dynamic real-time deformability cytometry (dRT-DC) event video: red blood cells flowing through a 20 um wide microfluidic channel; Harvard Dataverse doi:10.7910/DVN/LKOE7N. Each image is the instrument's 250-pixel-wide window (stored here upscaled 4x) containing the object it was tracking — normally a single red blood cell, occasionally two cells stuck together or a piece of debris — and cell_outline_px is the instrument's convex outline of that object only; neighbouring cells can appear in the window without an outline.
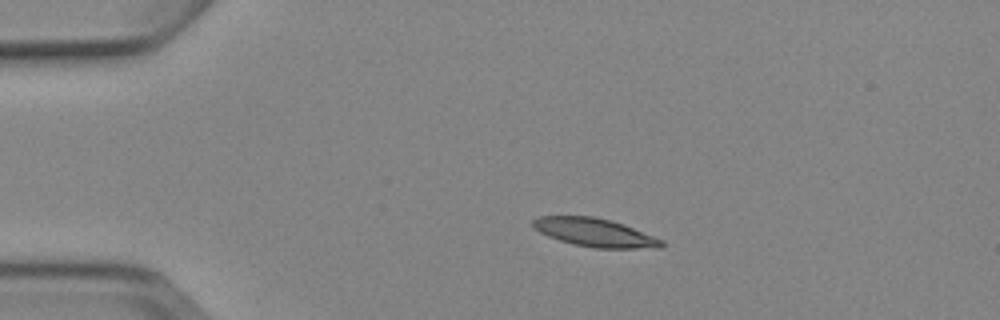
{"species": "Egyptian fruit bat (a non-hibernating species)", "species_latin": "Rousettus aegyptiacus", "temperature_condition": "cold", "stored_images_in_passage": 5, "camera_frame_rate_fps": 3000, "um_per_image_px": 0.085, "animal": {"sex": "female"}, "frame": {"image": 1, "passage_image": 3, "time_ms": 2.333, "image_size_px": [1000, 320], "cell_outline_px": [[664, 244], [660, 248], [596, 248], [576, 244], [560, 240], [548, 236], [532, 228], [532, 220], [540, 216], [592, 216], [624, 224], [664, 240]], "centroid_in_image_um": [50.56, 19.76], "position_along_channel_um": 34.4, "area_um2": 21.1}}
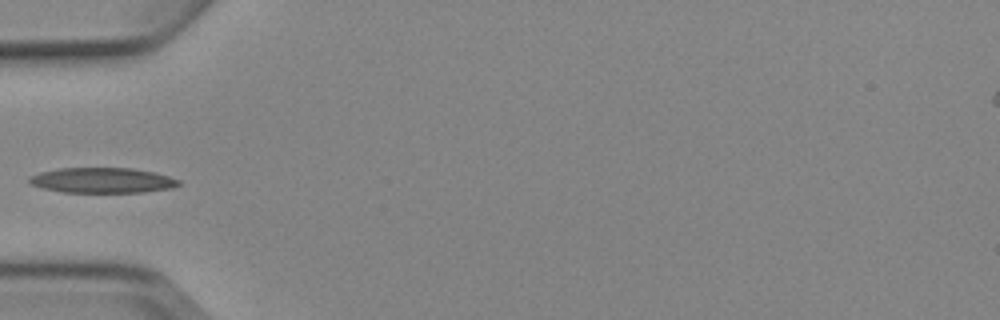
{"frame": {"image": 2, "passage_image": 5, "time_ms": 4.667, "image_size_px": [1000, 320], "cell_outline_px": [[180, 184], [172, 188], [144, 192], [64, 192], [44, 188], [32, 184], [28, 180], [28, 176], [40, 172], [60, 168], [132, 168], [156, 172], [180, 180]], "centroid_in_image_um": [8.72, 15.32], "position_along_channel_um": 76.3, "area_um2": 21.96}}